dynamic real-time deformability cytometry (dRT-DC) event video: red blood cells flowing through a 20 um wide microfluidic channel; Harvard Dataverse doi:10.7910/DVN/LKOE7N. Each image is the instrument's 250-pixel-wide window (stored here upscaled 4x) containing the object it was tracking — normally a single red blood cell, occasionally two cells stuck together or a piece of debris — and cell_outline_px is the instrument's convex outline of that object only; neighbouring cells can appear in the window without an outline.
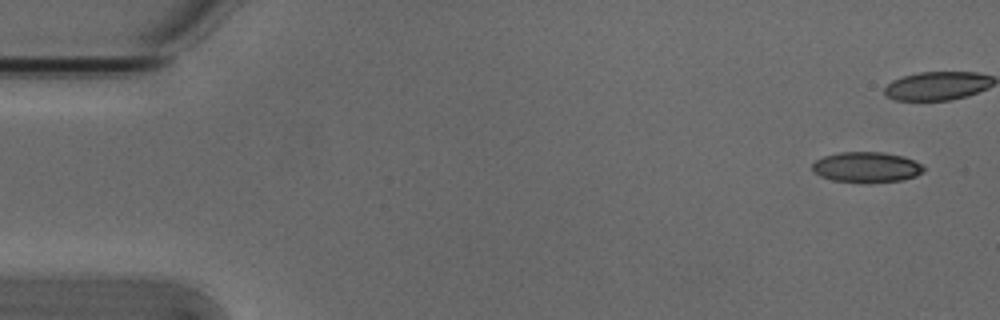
{"species": "Egyptian fruit bat (a non-hibernating species)", "species_latin": "Rousettus aegyptiacus", "temperature_condition": "cold", "stored_images_in_passage": 5, "camera_frame_rate_fps": 3000, "um_per_image_px": 0.085, "animal": {"sex": "male"}, "frame": {"image": 1, "passage_image": 1, "time_ms": 0.0, "image_size_px": [1000, 320], "cell_outline_px": [[924, 172], [916, 176], [904, 180], [868, 184], [832, 180], [820, 176], [812, 168], [812, 164], [816, 160], [824, 156], [840, 152], [884, 152], [904, 156], [920, 164], [924, 168]], "centroid_in_image_um": [73.68, 14.23], "position_along_channel_um": 11.3, "area_um2": 20.06}}
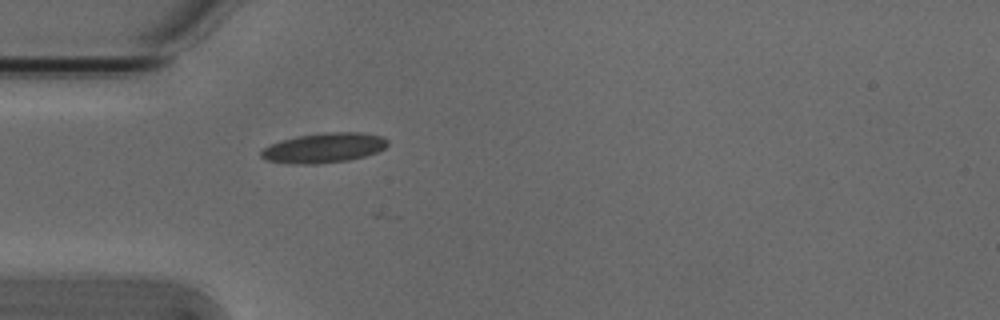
{"frame": {"image": 2, "passage_image": 5, "time_ms": 1.333, "image_size_px": [1000, 320], "cell_outline_px": [[388, 144], [384, 148], [376, 152], [364, 156], [348, 160], [316, 164], [292, 164], [268, 160], [260, 156], [260, 152], [264, 148], [280, 140], [296, 136], [324, 132], [360, 132], [380, 136], [388, 140]], "centroid_in_image_um": [27.52, 12.56], "position_along_channel_um": 57.5, "area_um2": 21.91}}